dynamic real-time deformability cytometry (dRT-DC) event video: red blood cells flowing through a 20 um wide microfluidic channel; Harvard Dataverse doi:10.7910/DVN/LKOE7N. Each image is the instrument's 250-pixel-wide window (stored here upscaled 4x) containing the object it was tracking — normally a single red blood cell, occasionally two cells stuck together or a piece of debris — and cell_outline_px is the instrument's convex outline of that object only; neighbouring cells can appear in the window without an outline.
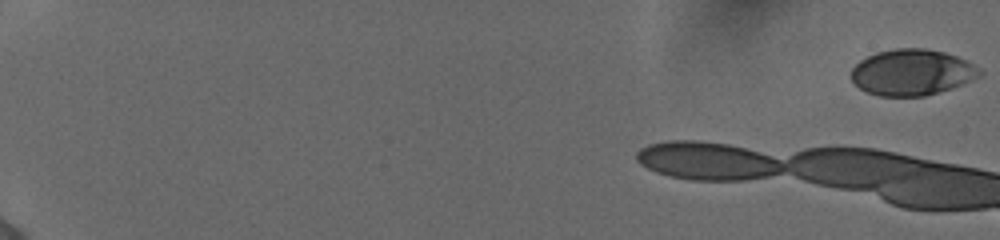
{"species": "human", "species_latin": "Homo sapiens", "temperature_condition": "cold", "stored_images_in_passage": 11, "camera_frame_rate_fps": 3000, "um_per_image_px": 0.085, "donor": {"sex": "female"}, "frame": {"image": 1, "passage_image": 1, "time_ms": 0.0, "image_size_px": [1000, 240], "cell_outline_px": [[984, 72], [980, 76], [952, 88], [924, 96], [880, 96], [868, 92], [860, 88], [852, 80], [852, 68], [860, 60], [876, 52], [896, 48], [924, 48], [944, 52], [956, 56], [980, 68]], "centroid_in_image_um": [77.52, 6.14], "position_along_channel_um": 7.5, "area_um2": 34.28}}